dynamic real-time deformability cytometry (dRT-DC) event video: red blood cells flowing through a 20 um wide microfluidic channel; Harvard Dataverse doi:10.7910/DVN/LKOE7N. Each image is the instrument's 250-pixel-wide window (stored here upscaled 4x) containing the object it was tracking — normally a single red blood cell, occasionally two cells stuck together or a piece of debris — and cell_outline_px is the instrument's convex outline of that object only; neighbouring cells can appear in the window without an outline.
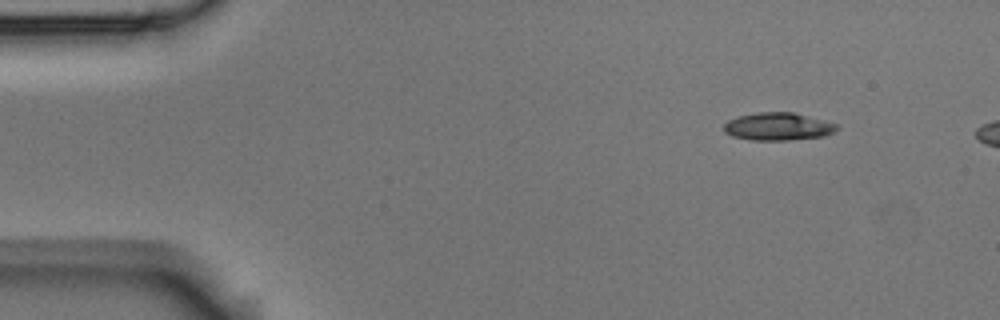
{"species": "Egyptian fruit bat (a non-hibernating species)", "species_latin": "Rousettus aegyptiacus", "temperature_condition": "room temperature", "stored_images_in_passage": 3, "camera_frame_rate_fps": 3000, "um_per_image_px": 0.085, "animal": {"sex": "male"}, "frame": {"image": 1, "passage_image": 1, "time_ms": 0.0, "image_size_px": [1000, 320], "cell_outline_px": [[840, 128], [836, 132], [824, 136], [788, 140], [752, 140], [732, 136], [724, 132], [724, 124], [728, 120], [736, 116], [756, 112], [792, 112], [840, 124]], "centroid_in_image_um": [66.16, 10.75], "position_along_channel_um": 18.8, "area_um2": 18.5}}